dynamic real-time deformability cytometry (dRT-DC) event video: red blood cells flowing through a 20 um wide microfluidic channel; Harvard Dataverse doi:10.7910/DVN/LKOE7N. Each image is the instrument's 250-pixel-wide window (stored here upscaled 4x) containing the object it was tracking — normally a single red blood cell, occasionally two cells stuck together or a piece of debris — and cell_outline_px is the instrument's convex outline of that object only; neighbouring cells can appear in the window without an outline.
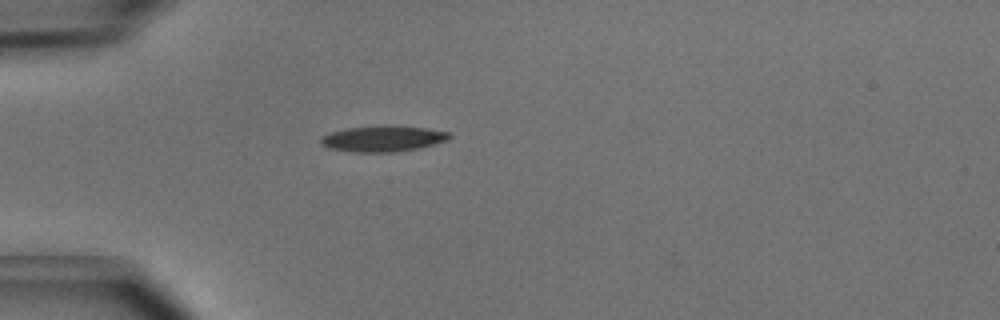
{"species": "common noctule bat (a hibernating species)", "species_latin": "Nyctalus noctula", "temperature_condition": "cold", "stored_images_in_passage": 1, "camera_frame_rate_fps": 3000, "um_per_image_px": 0.085, "animal": {"sex": "male", "body_mass_g": 15.6}, "frame": {"image": 1, "passage_image": 1, "time_ms": 0.0, "image_size_px": [1000, 320], "cell_outline_px": [[452, 136], [448, 140], [420, 148], [396, 152], [352, 152], [328, 148], [320, 144], [320, 136], [328, 132], [344, 128], [380, 124], [392, 124], [424, 128], [452, 132]], "centroid_in_image_um": [32.52, 11.76], "position_along_channel_um": 52.5, "area_um2": 20.17}}